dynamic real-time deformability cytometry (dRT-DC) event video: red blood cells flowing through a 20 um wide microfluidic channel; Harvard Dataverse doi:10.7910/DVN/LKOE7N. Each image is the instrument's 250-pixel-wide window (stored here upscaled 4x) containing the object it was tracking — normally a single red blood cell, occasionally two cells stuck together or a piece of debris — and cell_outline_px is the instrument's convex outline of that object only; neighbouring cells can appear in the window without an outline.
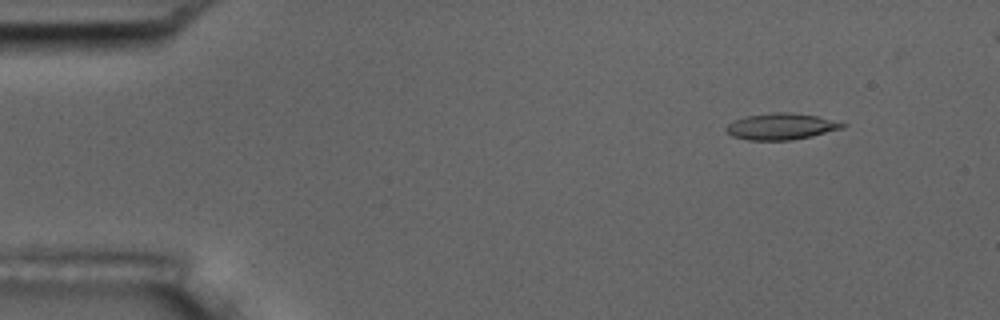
{"species": "common noctule bat (a hibernating species)", "species_latin": "Nyctalus noctula", "temperature_condition": "room temperature", "stored_images_in_passage": 5, "camera_frame_rate_fps": 3000, "um_per_image_px": 0.085, "animal": {"sex": "male", "body_mass_g": 17.5, "forearm_length_mm": 52.3}, "frame": {"image": 1, "passage_image": 2, "time_ms": 1.333, "image_size_px": [1000, 320], "cell_outline_px": [[848, 124], [844, 128], [812, 136], [792, 140], [748, 140], [732, 136], [724, 128], [728, 124], [744, 116], [772, 112], [792, 112], [816, 116]], "centroid_in_image_um": [66.4, 10.75], "position_along_channel_um": 18.6, "area_um2": 17.92}}